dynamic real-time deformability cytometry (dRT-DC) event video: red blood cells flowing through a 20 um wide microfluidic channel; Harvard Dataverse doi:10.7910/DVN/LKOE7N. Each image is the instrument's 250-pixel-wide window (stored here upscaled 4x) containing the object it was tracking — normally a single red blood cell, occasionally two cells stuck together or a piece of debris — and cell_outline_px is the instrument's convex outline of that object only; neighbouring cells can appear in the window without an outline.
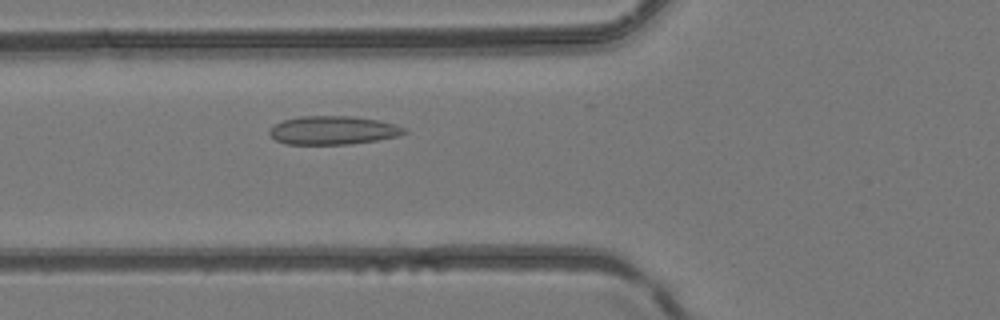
{"species": "common noctule bat (a hibernating species)", "species_latin": "Nyctalus noctula", "temperature_condition": "room temperature", "stored_images_in_passage": 29, "segment_of_instrument_passage": [1, 2], "camera_frame_rate_fps": 3000, "um_per_image_px": 0.085, "animal": {"sex": "female", "body_mass_g": 24.6, "forearm_length_mm": 56.2}, "frame": {"image": 1, "passage_image": 14, "time_ms": 4.333, "image_size_px": [1000, 320], "cell_outline_px": [[408, 132], [400, 136], [352, 144], [284, 144], [276, 140], [268, 132], [276, 124], [284, 120], [300, 116], [352, 116], [380, 120], [396, 124], [404, 128]], "centroid_in_image_um": [28.36, 11.07], "position_along_channel_um": 97.4, "area_um2": 22.43}}
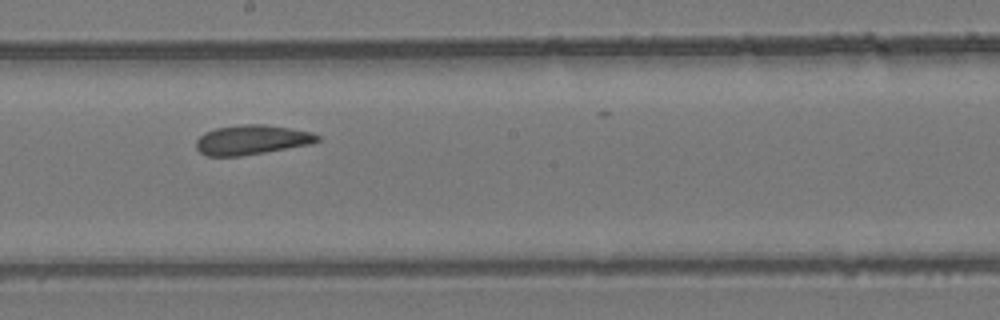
{"frame": {"image": 2, "passage_image": 23, "time_ms": 7.333, "image_size_px": [1000, 320], "cell_outline_px": [[320, 140], [308, 144], [264, 152], [240, 156], [208, 156], [200, 152], [196, 148], [196, 140], [204, 132], [216, 128], [244, 124], [264, 124], [312, 132], [320, 136]], "centroid_in_image_um": [21.36, 11.88], "position_along_channel_um": 226.8, "area_um2": 20.69}}
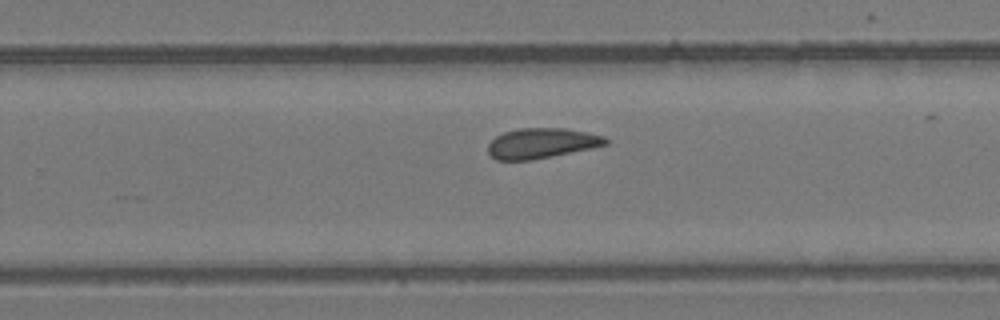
{"frame": {"image": 3, "passage_image": 27, "time_ms": 8.667, "image_size_px": [1000, 320], "cell_outline_px": [[608, 144], [592, 148], [552, 156], [528, 160], [496, 160], [488, 152], [488, 144], [496, 136], [504, 132], [520, 128], [564, 128], [604, 136], [608, 140]], "centroid_in_image_um": [46.02, 12.17], "position_along_channel_um": 283.8, "area_um2": 20.52}}